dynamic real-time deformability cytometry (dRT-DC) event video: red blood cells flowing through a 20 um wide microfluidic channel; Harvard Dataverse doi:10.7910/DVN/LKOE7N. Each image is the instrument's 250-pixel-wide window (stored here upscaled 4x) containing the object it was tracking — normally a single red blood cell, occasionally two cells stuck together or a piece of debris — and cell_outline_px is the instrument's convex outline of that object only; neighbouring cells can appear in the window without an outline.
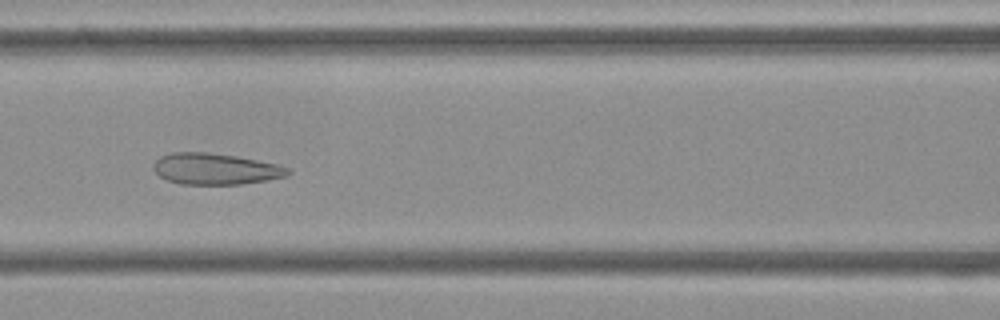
{"species": "Egyptian fruit bat (a non-hibernating species)", "species_latin": "Rousettus aegyptiacus", "temperature_condition": "cold", "stored_images_in_passage": 54, "camera_frame_rate_fps": 3000, "um_per_image_px": 0.085, "frame": {"image": 1, "passage_image": 23, "time_ms": 7.333, "image_size_px": [1000, 320], "cell_outline_px": [[292, 172], [284, 176], [264, 180], [240, 184], [180, 184], [168, 180], [160, 176], [152, 168], [152, 164], [160, 156], [172, 152], [208, 152], [236, 156], [276, 164], [288, 168]], "centroid_in_image_um": [18.25, 14.35], "position_along_channel_um": 148.3, "area_um2": 24.28}}
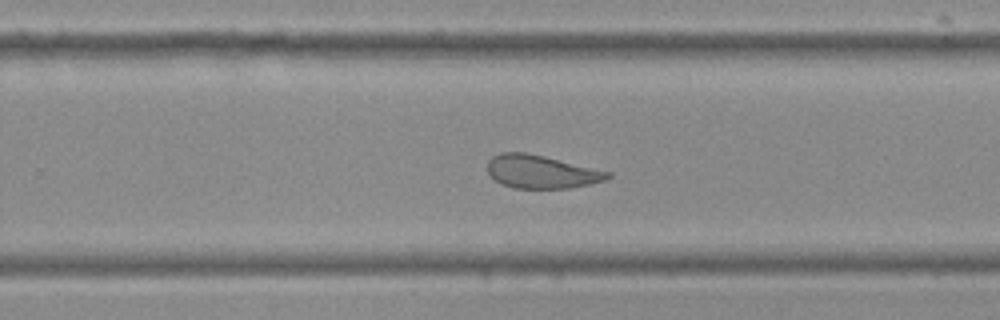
{"frame": {"image": 2, "passage_image": 34, "time_ms": 11.0, "image_size_px": [1000, 320], "cell_outline_px": [[612, 176], [604, 180], [572, 188], [512, 188], [496, 180], [488, 172], [488, 160], [492, 156], [500, 152], [524, 152], [544, 156], [612, 172]], "centroid_in_image_um": [46.02, 14.59], "position_along_channel_um": 283.8, "area_um2": 23.12}}
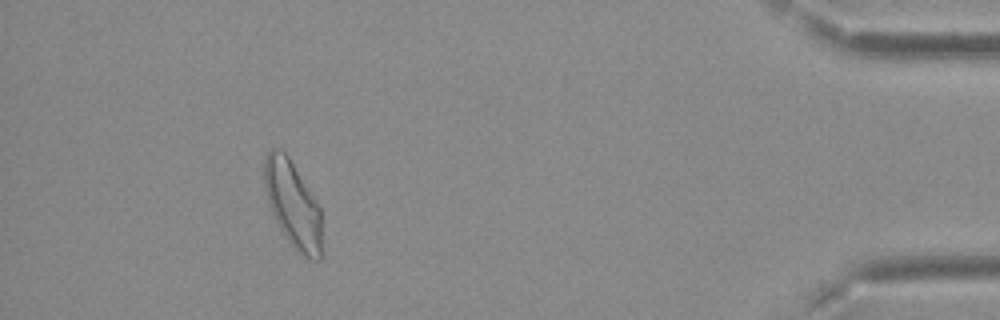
{"frame": {"image": 3, "passage_image": 49, "time_ms": 16.0, "image_size_px": [1000, 320], "cell_outline_px": [[320, 260], [312, 260], [296, 252], [284, 236], [268, 204], [264, 184], [264, 156], [272, 148], [280, 148], [288, 156], [316, 200], [320, 208]], "centroid_in_image_um": [24.86, 17.36], "position_along_channel_um": 410.3, "area_um2": 28.78}, "authors_computed_cell_mechanics": {"area_um2": 27.1371, "velocity_mm_per_s": 3.7034, "shape_relaxation_time_tau1_ms": null, "shape_relaxation_time_tau2_ms": 1.3566, "deformation_change_tau1": null, "deformation_change_tau2": 0.0997}}